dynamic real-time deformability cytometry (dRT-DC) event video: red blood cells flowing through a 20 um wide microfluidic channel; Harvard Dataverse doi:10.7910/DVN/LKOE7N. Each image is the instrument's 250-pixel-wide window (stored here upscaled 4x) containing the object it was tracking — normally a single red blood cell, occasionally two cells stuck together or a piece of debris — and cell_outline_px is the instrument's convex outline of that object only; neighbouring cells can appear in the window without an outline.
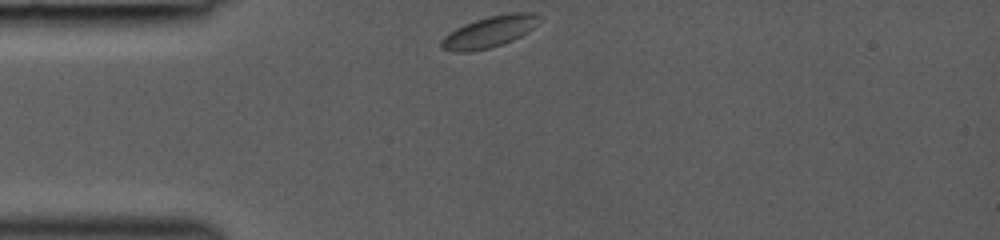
{"species": "common noctule bat (a hibernating species)", "species_latin": "Nyctalus noctula", "temperature_condition": "room temperature", "stored_images_in_passage": 30, "camera_frame_rate_fps": 3000, "um_per_image_px": 0.085, "animal": {"sex": "female", "body_mass_g": 19.0, "forearm_length_mm": 53.3}, "frame": {"image": 1, "passage_image": 1, "time_ms": 0.0, "image_size_px": [1000, 240], "cell_outline_px": [[544, 16], [528, 32], [504, 44], [488, 48], [468, 52], [452, 52], [440, 48], [440, 40], [444, 36], [456, 28], [464, 24], [488, 16], [508, 12], [536, 12]], "centroid_in_image_um": [41.62, 2.69], "position_along_channel_um": 43.4, "area_um2": 18.15}}
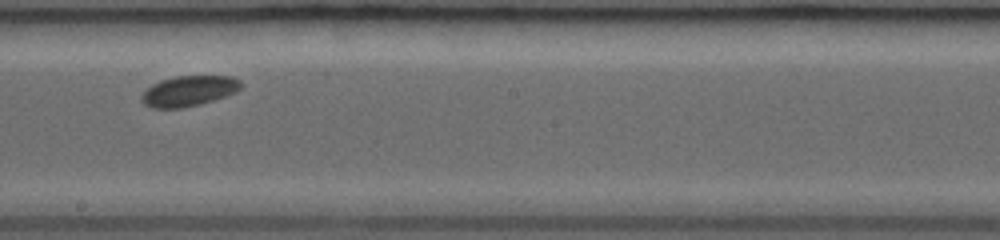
{"frame": {"image": 2, "passage_image": 20, "time_ms": 5.0, "image_size_px": [1000, 240], "cell_outline_px": [[244, 84], [236, 92], [200, 104], [180, 108], [152, 108], [144, 104], [140, 100], [140, 96], [152, 84], [160, 80], [176, 76], [232, 76], [240, 80]], "centroid_in_image_um": [16.04, 7.72], "position_along_channel_um": 232.2, "area_um2": 17.63}}
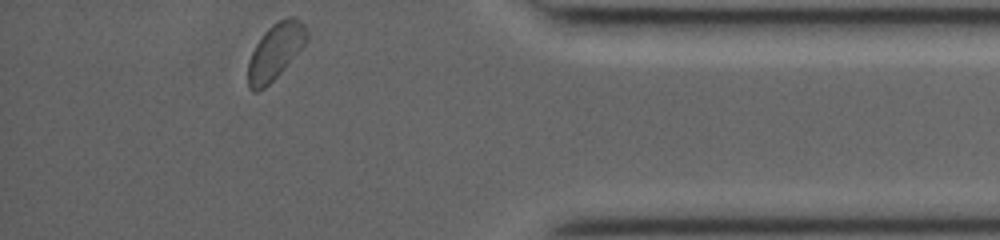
{"frame": {"image": 3, "passage_image": 30, "time_ms": 9.667, "image_size_px": [1000, 240], "cell_outline_px": [[308, 36], [304, 44], [284, 68], [264, 88], [256, 92], [252, 92], [248, 88], [248, 60], [256, 44], [264, 32], [272, 24], [288, 16], [296, 16], [304, 24], [308, 32]], "centroid_in_image_um": [23.39, 4.35], "position_along_channel_um": 411.8, "area_um2": 18.96}}